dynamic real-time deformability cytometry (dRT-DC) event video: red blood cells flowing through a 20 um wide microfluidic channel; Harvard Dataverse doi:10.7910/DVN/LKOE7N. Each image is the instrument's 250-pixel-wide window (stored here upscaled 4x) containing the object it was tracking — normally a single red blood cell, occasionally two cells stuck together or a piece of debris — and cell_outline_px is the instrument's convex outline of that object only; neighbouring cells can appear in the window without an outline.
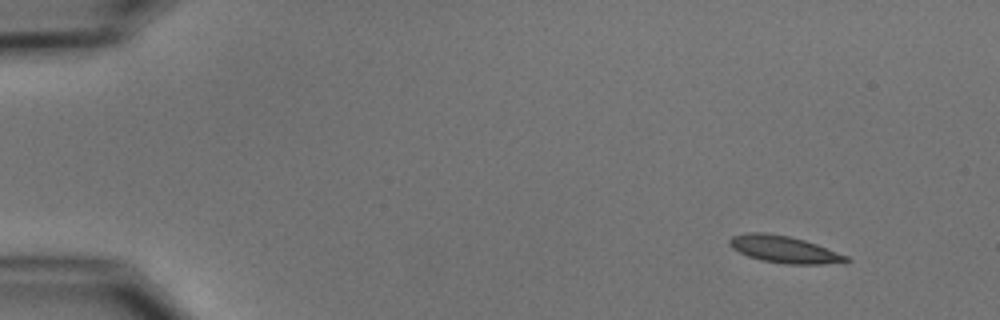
{"species": "common noctule bat (a hibernating species)", "species_latin": "Nyctalus noctula", "temperature_condition": "cold", "stored_images_in_passage": 3, "camera_frame_rate_fps": 3000, "um_per_image_px": 0.085, "animal": {"sex": "male", "body_mass_g": 15.6}, "frame": {"image": 1, "passage_image": 1, "time_ms": 0.0, "image_size_px": [1000, 320], "cell_outline_px": [[852, 260], [844, 264], [784, 264], [760, 260], [748, 256], [732, 248], [728, 244], [728, 240], [732, 236], [748, 232], [764, 232], [788, 236], [804, 240], [816, 244], [848, 256]], "centroid_in_image_um": [66.68, 21.21], "position_along_channel_um": 18.3, "area_um2": 18.55}}
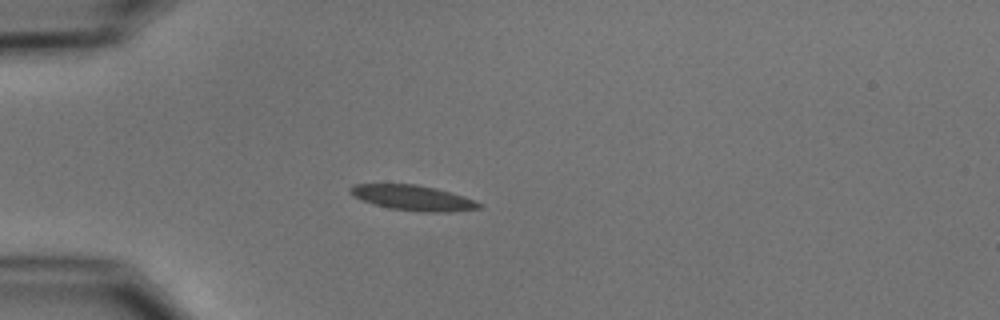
{"frame": {"image": 2, "passage_image": 3, "time_ms": 3.333, "image_size_px": [1000, 320], "cell_outline_px": [[484, 204], [480, 208], [448, 212], [424, 212], [388, 208], [364, 200], [348, 192], [348, 188], [352, 184], [416, 184], [436, 188], [464, 196]], "centroid_in_image_um": [35.12, 16.81], "position_along_channel_um": 49.9, "area_um2": 18.84}}